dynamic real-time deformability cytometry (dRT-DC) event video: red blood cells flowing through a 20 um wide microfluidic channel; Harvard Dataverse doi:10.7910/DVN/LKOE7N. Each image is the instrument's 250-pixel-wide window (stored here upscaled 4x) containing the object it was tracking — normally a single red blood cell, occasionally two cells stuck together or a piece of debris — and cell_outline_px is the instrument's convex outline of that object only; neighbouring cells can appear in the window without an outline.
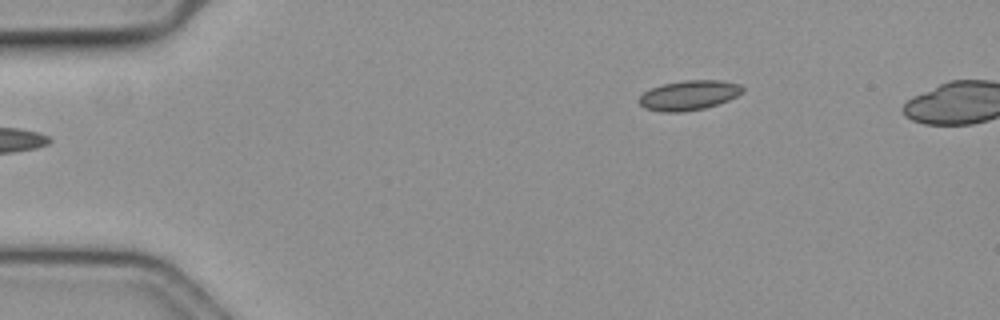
{"species": "common noctule bat (a hibernating species)", "species_latin": "Nyctalus noctula", "temperature_condition": "cold", "stored_images_in_passage": 46, "camera_frame_rate_fps": 3000, "um_per_image_px": 0.085, "animal": {"sex": "female", "body_mass_g": 19.3, "forearm_length_mm": 54.1}, "frame": {"image": 1, "passage_image": 1, "time_ms": 0.0, "image_size_px": [1000, 320], "cell_outline_px": [[744, 92], [728, 100], [704, 108], [684, 112], [660, 112], [644, 108], [640, 104], [640, 96], [644, 92], [652, 88], [664, 84], [684, 80], [720, 80], [740, 84], [744, 88]], "centroid_in_image_um": [58.57, 8.1], "position_along_channel_um": 26.4, "area_um2": 17.86}}
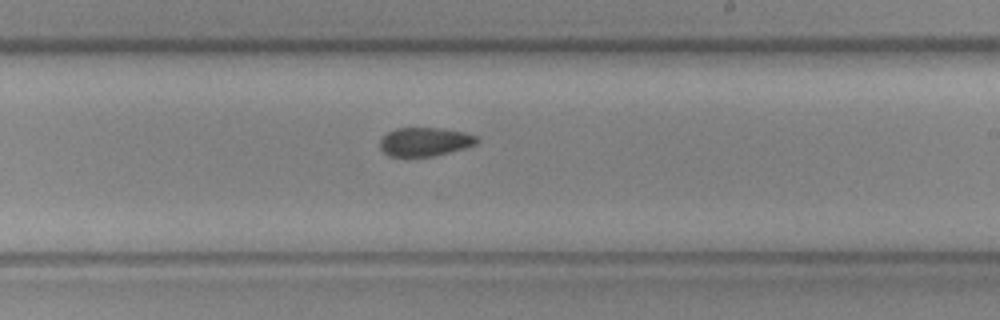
{"frame": {"image": 2, "passage_image": 26, "time_ms": 8.333, "image_size_px": [1000, 320], "cell_outline_px": [[480, 140], [476, 144], [464, 148], [432, 156], [388, 156], [380, 148], [380, 140], [388, 132], [396, 128], [444, 128], [464, 132], [480, 136]], "centroid_in_image_um": [36.15, 12.04], "position_along_channel_um": 252.9, "area_um2": 16.24}}
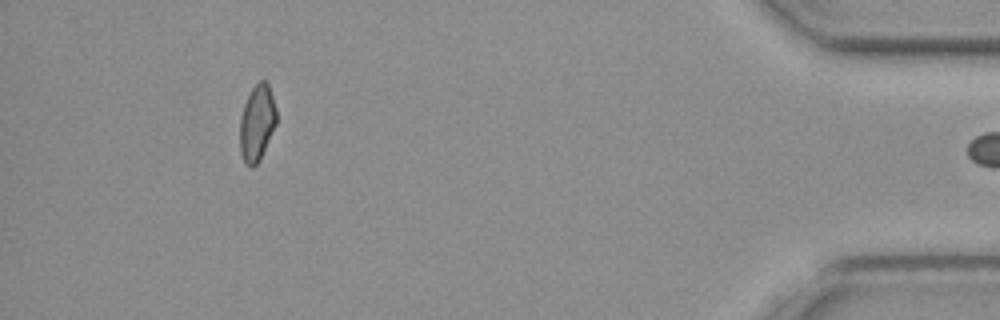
{"frame": {"image": 3, "passage_image": 45, "time_ms": 14.667, "image_size_px": [1000, 320], "cell_outline_px": [[276, 124], [260, 160], [252, 168], [244, 164], [240, 152], [240, 116], [244, 104], [252, 88], [260, 80], [264, 80], [268, 84], [276, 108]], "centroid_in_image_um": [21.83, 10.48], "position_along_channel_um": 413.4, "area_um2": 16.24}}